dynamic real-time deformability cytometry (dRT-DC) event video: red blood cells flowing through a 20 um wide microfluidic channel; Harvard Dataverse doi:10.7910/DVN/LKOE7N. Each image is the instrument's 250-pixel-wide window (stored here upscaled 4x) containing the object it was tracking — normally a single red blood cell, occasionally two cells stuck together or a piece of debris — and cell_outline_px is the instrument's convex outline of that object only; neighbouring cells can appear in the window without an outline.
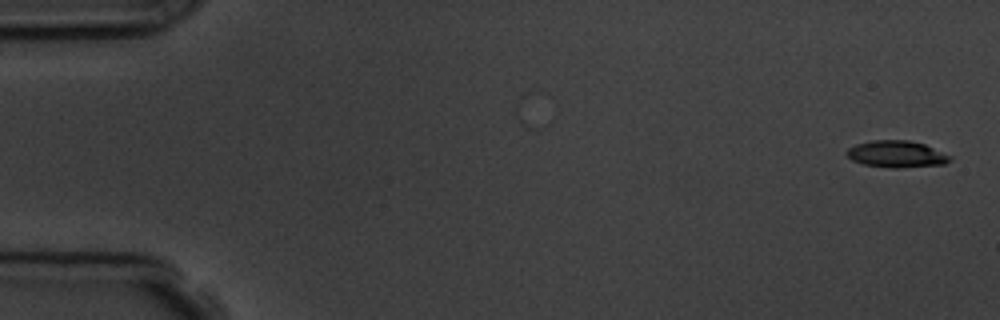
{"species": "common noctule bat (a hibernating species)", "species_latin": "Nyctalus noctula", "temperature_condition": "room temperature", "stored_images_in_passage": 4, "camera_frame_rate_fps": 3000, "um_per_image_px": 0.085, "animal": {"sex": "male", "body_mass_g": 19.5, "forearm_length_mm": 54.6}, "frame": {"image": 1, "passage_image": 1, "time_ms": 0.0, "image_size_px": [1000, 320], "cell_outline_px": [[952, 160], [944, 164], [900, 168], [892, 168], [864, 164], [852, 160], [844, 152], [848, 148], [856, 144], [872, 140], [908, 140], [924, 144], [952, 156]], "centroid_in_image_um": [76.21, 13.1], "position_along_channel_um": 8.8, "area_um2": 16.13}}